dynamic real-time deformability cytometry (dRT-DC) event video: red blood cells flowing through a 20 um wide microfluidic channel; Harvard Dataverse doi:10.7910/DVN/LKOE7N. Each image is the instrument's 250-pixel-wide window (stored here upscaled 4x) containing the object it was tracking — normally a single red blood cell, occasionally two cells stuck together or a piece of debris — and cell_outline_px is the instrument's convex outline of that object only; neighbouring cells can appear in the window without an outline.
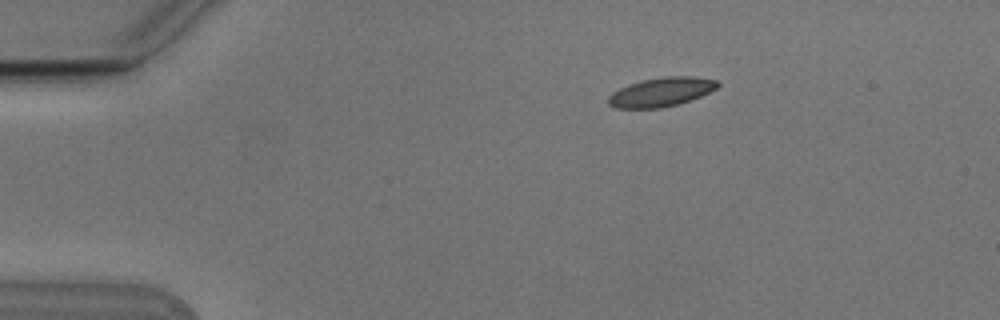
{"species": "Egyptian fruit bat (a non-hibernating species)", "species_latin": "Rousettus aegyptiacus", "temperature_condition": "cold", "stored_images_in_passage": 3, "camera_frame_rate_fps": 3000, "um_per_image_px": 0.085, "animal": {"sex": "male"}, "frame": {"image": 1, "passage_image": 3, "time_ms": 0.667, "image_size_px": [1000, 320], "cell_outline_px": [[720, 84], [716, 88], [700, 96], [680, 104], [660, 108], [612, 108], [608, 104], [608, 96], [612, 92], [628, 84], [644, 80], [664, 76], [692, 76], [716, 80]], "centroid_in_image_um": [56.17, 7.83], "position_along_channel_um": 28.8, "area_um2": 18.5}}